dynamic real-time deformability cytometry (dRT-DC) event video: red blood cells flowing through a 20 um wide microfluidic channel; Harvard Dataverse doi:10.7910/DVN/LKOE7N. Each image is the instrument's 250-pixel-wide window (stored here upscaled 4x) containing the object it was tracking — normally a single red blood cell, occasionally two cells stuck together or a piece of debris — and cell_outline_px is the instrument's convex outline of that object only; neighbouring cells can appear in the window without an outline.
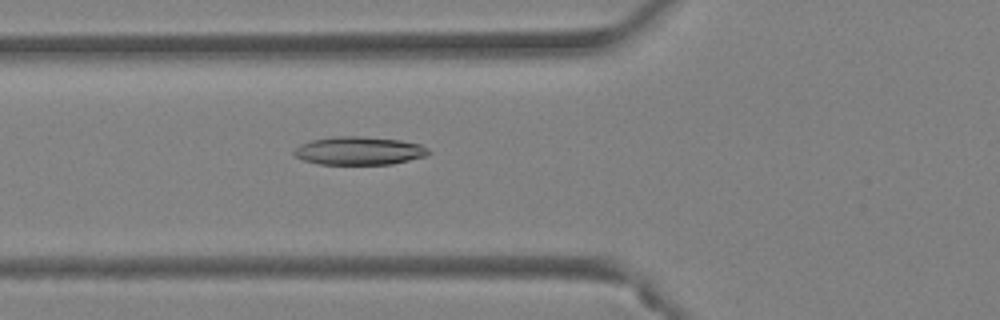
{"species": "Egyptian fruit bat (a non-hibernating species)", "species_latin": "Rousettus aegyptiacus", "temperature_condition": "warm", "stored_images_in_passage": 44, "camera_frame_rate_fps": 3000, "um_per_image_px": 0.085, "animal": {"sex": "female"}, "frame": {"image": 1, "passage_image": 15, "time_ms": 4.667, "image_size_px": [1000, 320], "cell_outline_px": [[432, 152], [424, 156], [392, 164], [320, 164], [304, 160], [296, 156], [292, 152], [300, 144], [312, 140], [332, 136], [360, 136], [400, 140], [420, 144], [428, 148]], "centroid_in_image_um": [30.52, 12.81], "position_along_channel_um": 95.3, "area_um2": 22.02}}
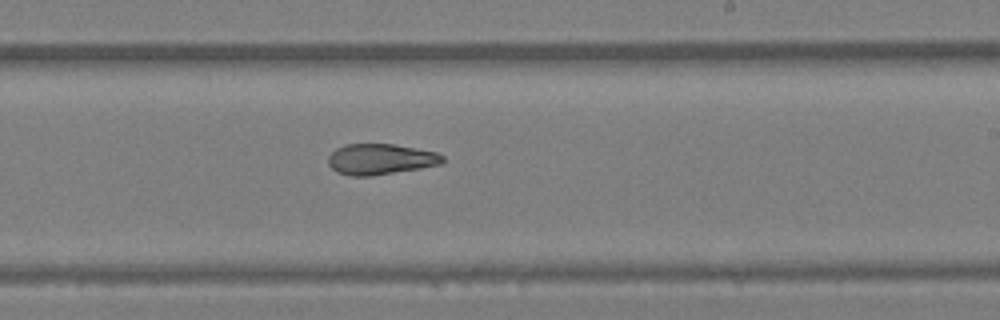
{"frame": {"image": 2, "passage_image": 26, "time_ms": 8.333, "image_size_px": [1000, 320], "cell_outline_px": [[444, 160], [440, 164], [420, 168], [368, 176], [352, 176], [336, 172], [328, 164], [328, 156], [336, 148], [344, 144], [396, 144], [436, 152], [444, 156]], "centroid_in_image_um": [32.31, 13.52], "position_along_channel_um": 256.7, "area_um2": 20.46}}
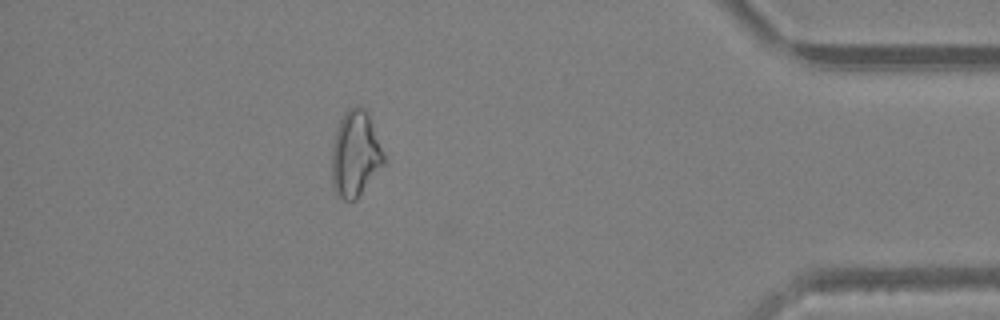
{"frame": {"image": 3, "passage_image": 39, "time_ms": 12.667, "image_size_px": [1000, 320], "cell_outline_px": [[384, 164], [356, 200], [344, 200], [336, 192], [332, 184], [332, 148], [336, 132], [340, 120], [344, 112], [348, 108], [356, 104], [360, 104], [368, 112], [384, 156]], "centroid_in_image_um": [30.19, 13.06], "position_along_channel_um": 405.0, "area_um2": 25.84}, "authors_computed_cell_mechanics": {"area_um2": 23.12, "velocity_mm_per_s": 4.4109, "shape_relaxation_time_tau1_ms": null, "shape_relaxation_time_tau2_ms": 5.8762, "deformation_change_tau1": null, "deformation_change_tau2": 0.1581}}